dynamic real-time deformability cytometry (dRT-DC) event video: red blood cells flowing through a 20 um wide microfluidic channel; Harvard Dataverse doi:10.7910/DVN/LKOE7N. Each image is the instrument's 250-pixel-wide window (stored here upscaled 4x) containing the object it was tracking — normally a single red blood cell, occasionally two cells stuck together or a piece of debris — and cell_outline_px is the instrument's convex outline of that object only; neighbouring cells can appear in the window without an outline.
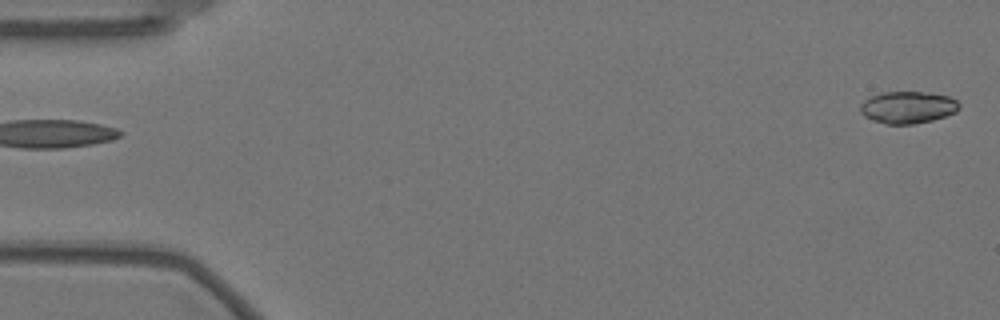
{"species": "Egyptian fruit bat (a non-hibernating species)", "species_latin": "Rousettus aegyptiacus", "temperature_condition": "warm", "stored_images_in_passage": 16, "camera_frame_rate_fps": 3000, "um_per_image_px": 0.085, "animal": {"sex": "female"}, "frame": {"image": 1, "passage_image": 1, "time_ms": 0.0, "image_size_px": [1000, 320], "cell_outline_px": [[960, 108], [956, 112], [932, 120], [912, 124], [884, 124], [872, 120], [864, 116], [860, 112], [860, 104], [864, 100], [880, 92], [928, 92], [948, 96], [956, 100], [960, 104]], "centroid_in_image_um": [77.15, 9.12], "position_along_channel_um": 7.9, "area_um2": 18.55}}
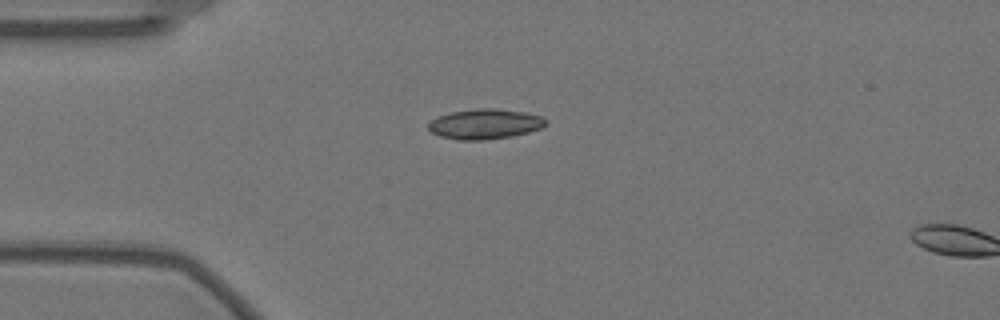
{"frame": {"image": 2, "passage_image": 14, "time_ms": 4.333, "image_size_px": [1000, 320], "cell_outline_px": [[544, 124], [540, 128], [528, 132], [512, 136], [484, 140], [456, 140], [440, 136], [432, 132], [428, 128], [428, 124], [436, 116], [452, 112], [476, 108], [496, 108], [524, 112], [540, 116], [544, 120]], "centroid_in_image_um": [41.16, 10.54], "position_along_channel_um": 43.8, "area_um2": 20.46}}